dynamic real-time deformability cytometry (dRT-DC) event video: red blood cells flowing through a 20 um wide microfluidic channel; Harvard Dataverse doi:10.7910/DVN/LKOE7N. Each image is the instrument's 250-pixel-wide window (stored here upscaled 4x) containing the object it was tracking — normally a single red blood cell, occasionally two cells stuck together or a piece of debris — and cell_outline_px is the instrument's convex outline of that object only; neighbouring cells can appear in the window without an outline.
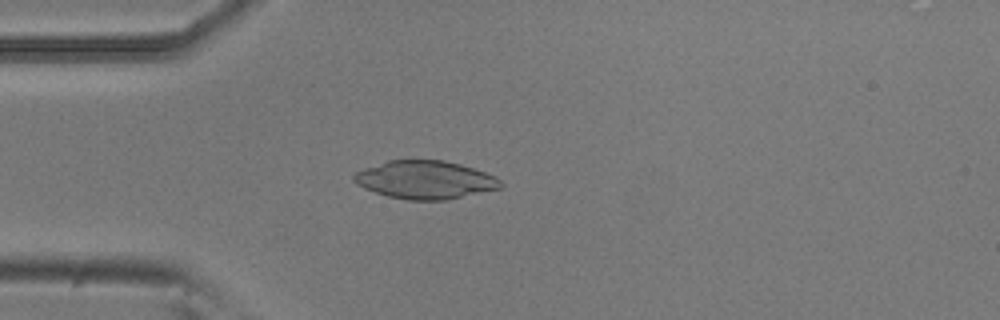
{"species": "common noctule bat (a hibernating species)", "species_latin": "Nyctalus noctula", "temperature_condition": "room temperature", "stored_images_in_passage": 53, "camera_frame_rate_fps": 3000, "um_per_image_px": 0.085, "animal": {"sex": "male", "body_mass_g": 20.5, "forearm_length_mm": 52.5}, "frame": {"image": 1, "passage_image": 14, "time_ms": 4.333, "image_size_px": [1000, 320], "cell_outline_px": [[504, 184], [500, 188], [444, 200], [408, 200], [388, 196], [364, 188], [356, 184], [352, 180], [352, 176], [356, 172], [364, 168], [388, 160], [444, 160], [460, 164], [496, 176]], "centroid_in_image_um": [36.11, 15.28], "position_along_channel_um": 48.9, "area_um2": 32.43}}
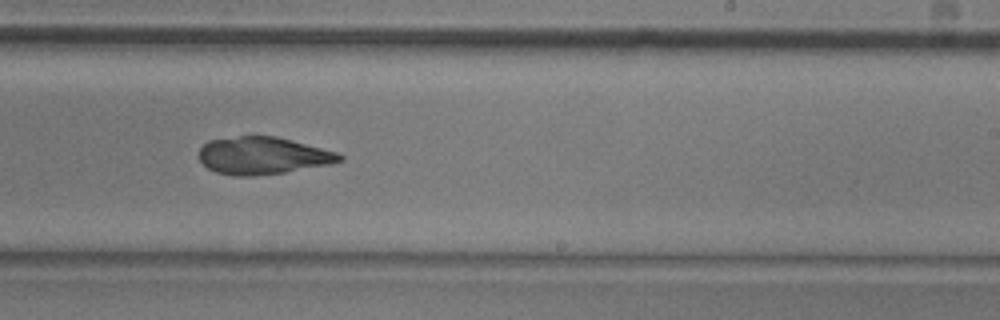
{"frame": {"image": 2, "passage_image": 32, "time_ms": 10.333, "image_size_px": [1000, 320], "cell_outline_px": [[344, 160], [332, 164], [284, 172], [252, 176], [236, 176], [216, 172], [208, 168], [200, 160], [200, 148], [208, 140], [240, 136], [276, 136], [336, 152], [344, 156]], "centroid_in_image_um": [22.35, 13.23], "position_along_channel_um": 266.7, "area_um2": 30.4}}
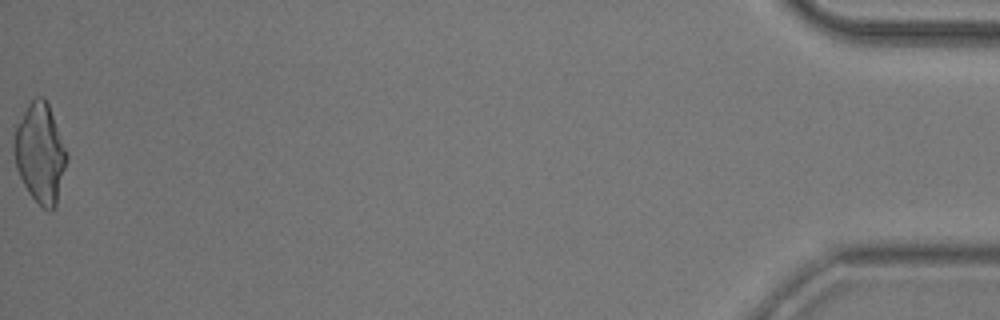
{"frame": {"image": 3, "passage_image": 53, "time_ms": 17.333, "image_size_px": [1000, 320], "cell_outline_px": [[68, 160], [56, 204], [48, 212], [28, 192], [16, 168], [12, 140], [16, 124], [28, 104], [36, 96], [44, 96], [48, 104], [68, 152]], "centroid_in_image_um": [3.41, 12.98], "position_along_channel_um": 431.8, "area_um2": 30.63}}